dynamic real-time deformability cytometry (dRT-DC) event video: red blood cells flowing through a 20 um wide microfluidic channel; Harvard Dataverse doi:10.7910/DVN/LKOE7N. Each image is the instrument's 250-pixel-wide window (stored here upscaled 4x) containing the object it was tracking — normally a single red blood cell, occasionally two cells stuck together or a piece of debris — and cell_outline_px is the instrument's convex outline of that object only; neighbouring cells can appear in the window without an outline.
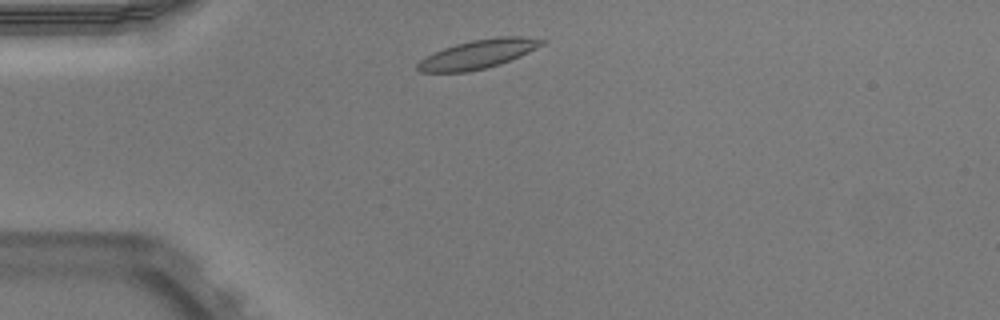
{"species": "Egyptian fruit bat (a non-hibernating species)", "species_latin": "Rousettus aegyptiacus", "temperature_condition": "warm", "stored_images_in_passage": 42, "camera_frame_rate_fps": 3000, "um_per_image_px": 0.085, "animal": {"sex": "male"}, "frame": {"image": 1, "passage_image": 3, "time_ms": 0.667, "image_size_px": [1000, 320], "cell_outline_px": [[544, 44], [520, 56], [500, 64], [468, 72], [420, 72], [416, 68], [416, 64], [420, 60], [444, 48], [456, 44], [472, 40], [500, 36], [524, 36], [544, 40]], "centroid_in_image_um": [40.64, 4.6], "position_along_channel_um": 44.4, "area_um2": 20.63}}
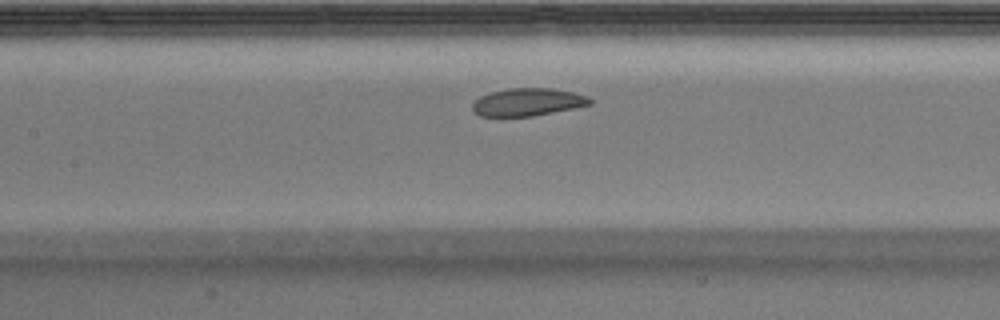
{"frame": {"image": 2, "passage_image": 14, "time_ms": 4.333, "image_size_px": [1000, 320], "cell_outline_px": [[592, 104], [576, 108], [532, 116], [480, 116], [472, 112], [472, 104], [480, 96], [492, 92], [508, 88], [552, 88], [572, 92], [588, 96], [592, 100]], "centroid_in_image_um": [44.86, 8.68], "position_along_channel_um": 162.5, "area_um2": 19.02}}
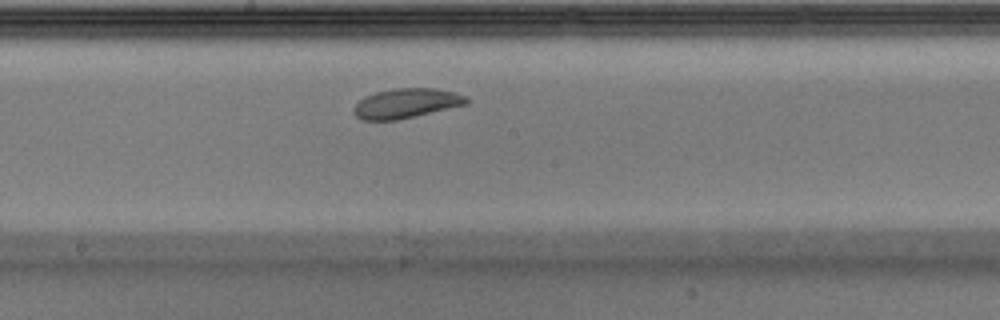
{"frame": {"image": 3, "passage_image": 18, "time_ms": 5.667, "image_size_px": [1000, 320], "cell_outline_px": [[468, 104], [396, 120], [364, 120], [356, 116], [352, 112], [356, 104], [364, 96], [376, 92], [396, 88], [432, 88], [452, 92], [464, 96], [468, 100]], "centroid_in_image_um": [34.49, 8.78], "position_along_channel_um": 213.7, "area_um2": 19.19}, "authors_computed_cell_mechanics": {"area_um2": 20.4323, "velocity_mm_per_s": 3.8441, "shape_relaxation_time_tau1_ms": 1.4093, "shape_relaxation_time_tau2_ms": 3.2864, "deformation_change_tau1": 0.0854, "deformation_change_tau2": 0.0953}}